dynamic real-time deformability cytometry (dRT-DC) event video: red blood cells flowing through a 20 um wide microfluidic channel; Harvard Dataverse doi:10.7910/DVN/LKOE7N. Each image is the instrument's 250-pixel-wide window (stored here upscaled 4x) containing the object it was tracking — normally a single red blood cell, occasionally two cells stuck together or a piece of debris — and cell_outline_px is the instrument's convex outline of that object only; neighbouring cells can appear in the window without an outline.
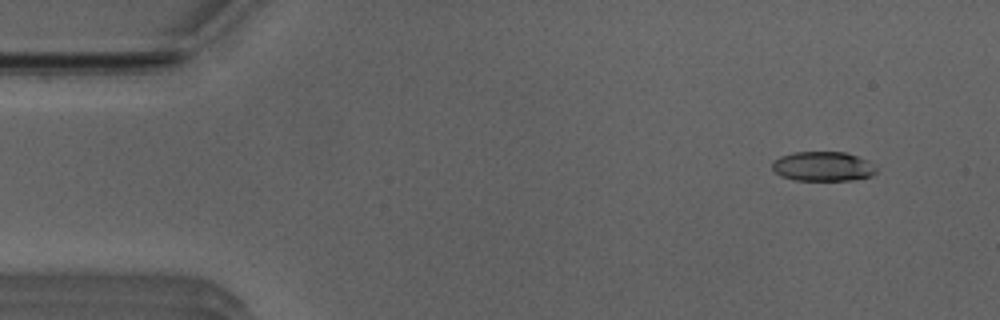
{"species": "Egyptian fruit bat (a non-hibernating species)", "species_latin": "Rousettus aegyptiacus", "temperature_condition": "room temperature", "stored_images_in_passage": 48, "camera_frame_rate_fps": 3000, "um_per_image_px": 0.085, "animal": {"sex": "male"}, "frame": {"image": 1, "passage_image": 3, "time_ms": 0.667, "image_size_px": [1000, 320], "cell_outline_px": [[876, 172], [872, 176], [852, 180], [796, 180], [780, 176], [772, 168], [772, 160], [780, 156], [792, 152], [844, 152], [868, 160], [876, 164]], "centroid_in_image_um": [69.95, 14.14], "position_along_channel_um": 15.0, "area_um2": 18.09}}
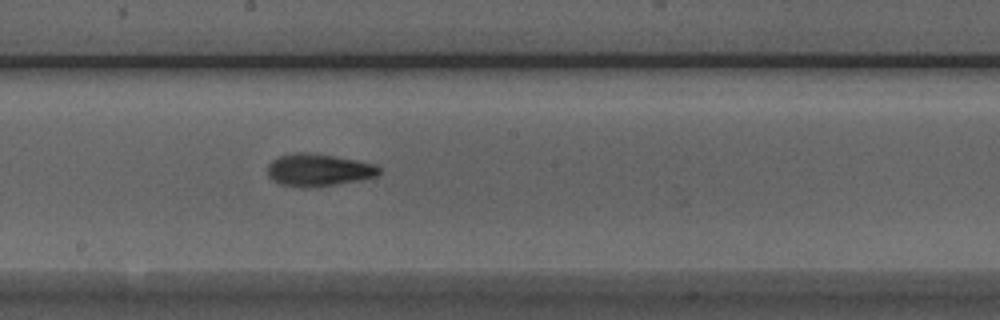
{"frame": {"image": 2, "passage_image": 26, "time_ms": 8.333, "image_size_px": [1000, 320], "cell_outline_px": [[380, 172], [376, 176], [316, 188], [280, 184], [272, 180], [268, 176], [268, 164], [272, 160], [280, 156], [292, 152], [308, 152], [356, 160], [376, 164], [380, 168]], "centroid_in_image_um": [27.04, 14.44], "position_along_channel_um": 221.2, "area_um2": 20.92}}
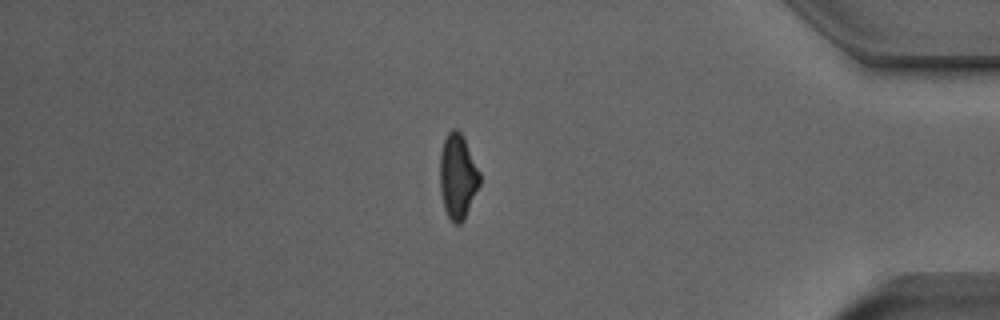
{"frame": {"image": 3, "passage_image": 42, "time_ms": 13.667, "image_size_px": [1000, 320], "cell_outline_px": [[480, 184], [464, 220], [460, 224], [452, 224], [444, 208], [440, 192], [440, 152], [444, 140], [448, 132], [452, 128], [456, 128], [464, 136], [480, 172]], "centroid_in_image_um": [38.9, 14.99], "position_along_channel_um": 396.3, "area_um2": 19.94}}